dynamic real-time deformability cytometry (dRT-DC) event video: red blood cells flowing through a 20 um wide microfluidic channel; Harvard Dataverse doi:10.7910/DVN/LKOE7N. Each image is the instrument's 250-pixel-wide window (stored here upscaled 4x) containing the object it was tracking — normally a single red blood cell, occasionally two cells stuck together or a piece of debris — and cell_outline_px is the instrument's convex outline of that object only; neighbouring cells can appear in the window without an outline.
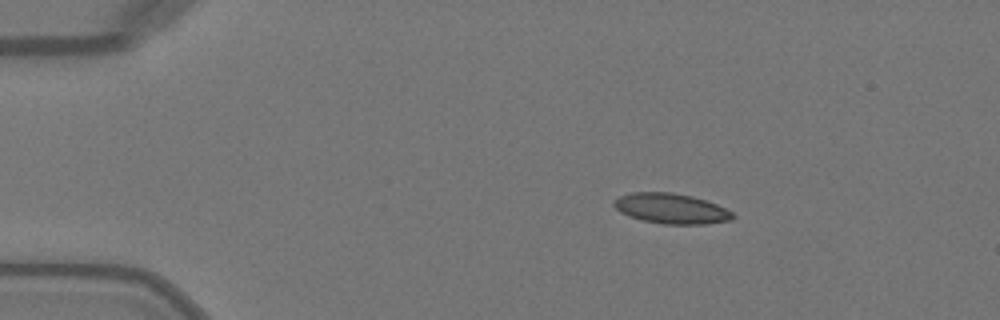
{"species": "Egyptian fruit bat (a non-hibernating species)", "species_latin": "Rousettus aegyptiacus", "temperature_condition": "warm", "stored_images_in_passage": 42, "camera_frame_rate_fps": 3000, "um_per_image_px": 0.085, "animal": {"sex": "female"}, "frame": {"image": 1, "passage_image": 1, "time_ms": 0.0, "image_size_px": [1000, 320], "cell_outline_px": [[736, 216], [732, 220], [704, 224], [664, 224], [644, 220], [620, 212], [612, 204], [612, 200], [620, 196], [632, 192], [672, 192], [692, 196], [716, 204], [732, 212]], "centroid_in_image_um": [57.05, 17.72], "position_along_channel_um": 28.0, "area_um2": 20.81}}
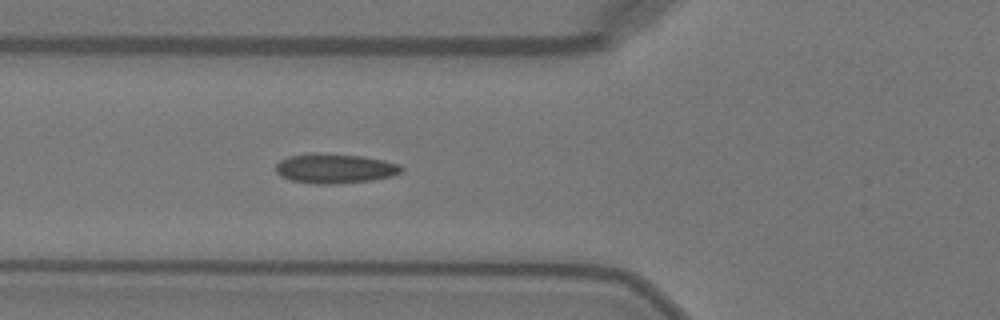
{"frame": {"image": 2, "passage_image": 11, "time_ms": 3.333, "image_size_px": [1000, 320], "cell_outline_px": [[404, 168], [400, 172], [392, 176], [372, 180], [332, 184], [316, 184], [292, 180], [280, 176], [276, 172], [276, 164], [280, 160], [288, 156], [312, 152], [328, 152], [364, 156], [384, 160], [400, 164]], "centroid_in_image_um": [28.46, 14.29], "position_along_channel_um": 97.3, "area_um2": 22.08}}
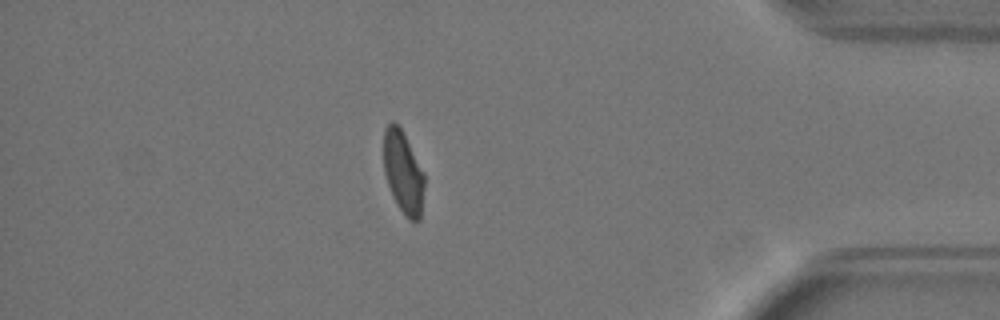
{"frame": {"image": 3, "passage_image": 36, "time_ms": 11.667, "image_size_px": [1000, 320], "cell_outline_px": [[424, 188], [420, 220], [408, 220], [404, 216], [396, 204], [392, 196], [384, 172], [384, 128], [392, 120], [400, 128], [424, 172]], "centroid_in_image_um": [34.27, 14.69], "position_along_channel_um": 400.9, "area_um2": 19.48}, "authors_computed_cell_mechanics": {"area_um2": 20.9814, "velocity_mm_per_s": 4.0816, "shape_relaxation_time_tau1_ms": 7.5594, "shape_relaxation_time_tau2_ms": 0.9609, "deformation_change_tau1": 0.187, "deformation_change_tau2": 0.0541}}